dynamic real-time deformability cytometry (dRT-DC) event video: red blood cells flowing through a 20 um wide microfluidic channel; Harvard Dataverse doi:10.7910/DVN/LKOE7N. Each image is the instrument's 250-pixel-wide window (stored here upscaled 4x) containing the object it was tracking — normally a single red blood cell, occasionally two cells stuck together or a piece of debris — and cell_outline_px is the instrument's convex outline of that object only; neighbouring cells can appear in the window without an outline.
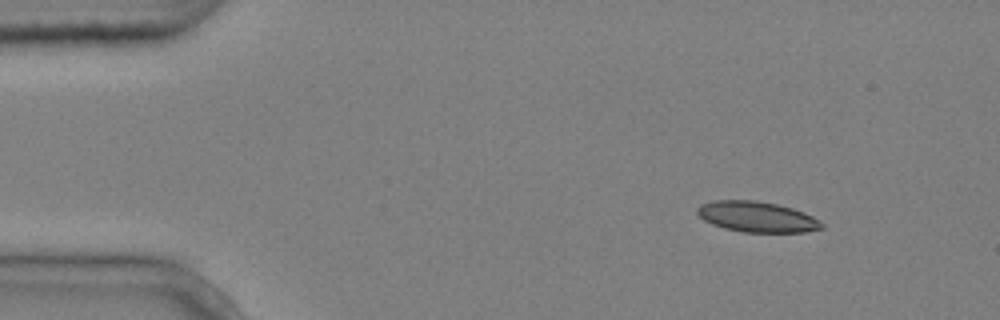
{"species": "common noctule bat (a hibernating species)", "species_latin": "Nyctalus noctula", "temperature_condition": "cold", "stored_images_in_passage": 3, "camera_frame_rate_fps": 3000, "um_per_image_px": 0.085, "animal": {"sex": "male", "body_mass_g": 20.4}, "frame": {"image": 1, "passage_image": 1, "time_ms": 0.0, "image_size_px": [1000, 320], "cell_outline_px": [[824, 228], [804, 232], [744, 232], [724, 228], [712, 224], [704, 220], [696, 212], [696, 208], [700, 204], [712, 200], [756, 200], [776, 204], [792, 208], [804, 212], [820, 220], [824, 224]], "centroid_in_image_um": [64.34, 18.42], "position_along_channel_um": 20.7, "area_um2": 22.31}}
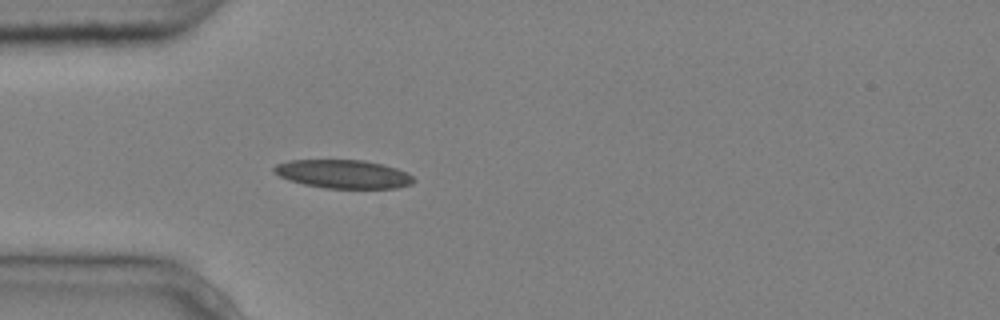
{"frame": {"image": 2, "passage_image": 3, "time_ms": 0.667, "image_size_px": [1000, 320], "cell_outline_px": [[416, 180], [412, 184], [396, 188], [324, 188], [304, 184], [288, 180], [272, 172], [272, 168], [276, 164], [288, 160], [364, 160], [396, 168], [412, 176]], "centroid_in_image_um": [29.13, 14.79], "position_along_channel_um": 55.9, "area_um2": 23.18}}